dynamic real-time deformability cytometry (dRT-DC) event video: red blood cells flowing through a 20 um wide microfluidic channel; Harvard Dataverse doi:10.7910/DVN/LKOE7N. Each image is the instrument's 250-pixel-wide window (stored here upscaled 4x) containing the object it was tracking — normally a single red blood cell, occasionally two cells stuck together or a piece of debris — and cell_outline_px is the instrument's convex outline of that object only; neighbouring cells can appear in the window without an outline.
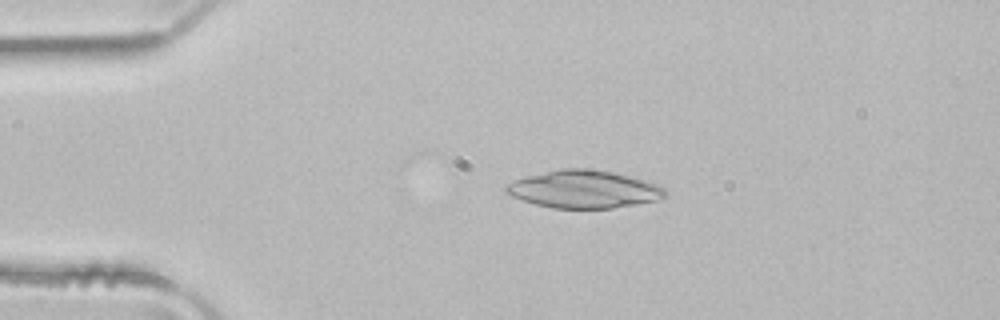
{"species": "common noctule bat (a hibernating species)", "species_latin": "Nyctalus noctula", "temperature_condition": "room temperature", "stored_images_in_passage": 4, "camera_frame_rate_fps": 3000, "um_per_image_px": 0.085, "animal": {"sex": "male", "body_mass_g": 21.5, "forearm_length_mm": 52.0}, "frame": {"image": 1, "passage_image": 3, "time_ms": 0.667, "image_size_px": [1000, 320], "cell_outline_px": [[668, 196], [656, 200], [636, 204], [612, 208], [552, 208], [536, 204], [512, 196], [504, 192], [504, 188], [508, 184], [516, 180], [528, 176], [560, 168], [592, 168], [612, 172], [644, 180], [656, 184], [664, 188]], "centroid_in_image_um": [49.64, 16.08], "position_along_channel_um": 35.4, "area_um2": 34.68}}